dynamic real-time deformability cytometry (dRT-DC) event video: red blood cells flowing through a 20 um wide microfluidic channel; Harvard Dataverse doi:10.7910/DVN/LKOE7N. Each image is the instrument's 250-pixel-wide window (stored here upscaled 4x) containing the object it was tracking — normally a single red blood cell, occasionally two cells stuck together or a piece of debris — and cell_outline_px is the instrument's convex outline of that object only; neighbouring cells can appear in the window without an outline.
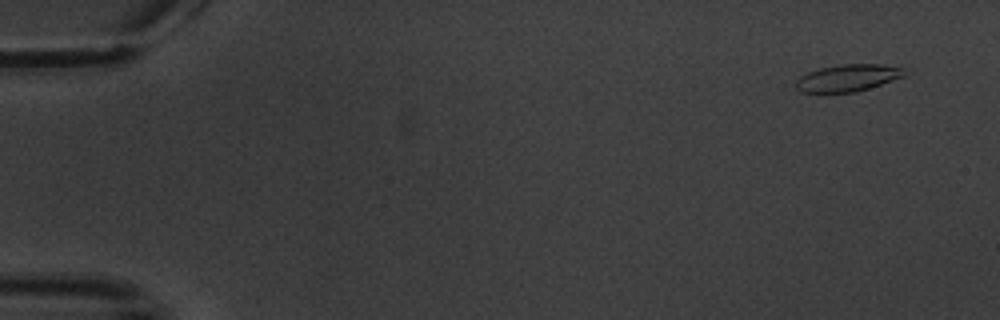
{"species": "common noctule bat (a hibernating species)", "species_latin": "Nyctalus noctula", "temperature_condition": "warm", "stored_images_in_passage": 5, "camera_frame_rate_fps": 3000, "um_per_image_px": 0.085, "animal": {"sex": "male", "body_mass_g": 20.1, "forearm_length_mm": 53.5}, "frame": {"image": 1, "passage_image": 1, "time_ms": 0.0, "image_size_px": [1000, 320], "cell_outline_px": [[904, 76], [856, 92], [800, 92], [796, 88], [796, 80], [800, 76], [808, 72], [820, 68], [840, 64], [880, 64], [904, 68]], "centroid_in_image_um": [72.02, 6.61], "position_along_channel_um": 13.0, "area_um2": 16.88}}